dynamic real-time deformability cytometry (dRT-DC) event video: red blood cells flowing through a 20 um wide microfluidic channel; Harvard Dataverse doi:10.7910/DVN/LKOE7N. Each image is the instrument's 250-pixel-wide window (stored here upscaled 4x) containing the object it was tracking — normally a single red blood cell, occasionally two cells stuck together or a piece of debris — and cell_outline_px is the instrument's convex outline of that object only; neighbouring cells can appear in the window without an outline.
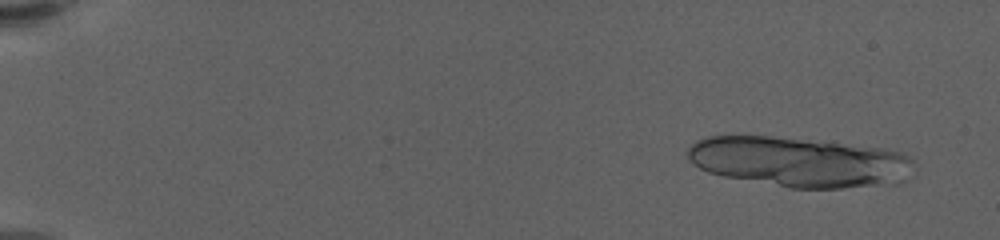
{"species": "human", "species_latin": "Homo sapiens", "temperature_condition": "warm", "stored_images_in_passage": 19, "camera_frame_rate_fps": 3000, "um_per_image_px": 0.085, "donor": {"sex": "female"}, "frame": {"image": 1, "passage_image": 4, "time_ms": 1.0, "image_size_px": [1000, 240], "cell_outline_px": [[912, 176], [908, 180], [900, 184], [840, 188], [792, 188], [724, 176], [708, 172], [692, 164], [684, 152], [696, 140], [704, 136], [772, 136], [884, 148], [904, 152], [912, 160]], "centroid_in_image_um": [67.97, 13.77], "position_along_channel_um": 17.0, "area_um2": 66.53}}